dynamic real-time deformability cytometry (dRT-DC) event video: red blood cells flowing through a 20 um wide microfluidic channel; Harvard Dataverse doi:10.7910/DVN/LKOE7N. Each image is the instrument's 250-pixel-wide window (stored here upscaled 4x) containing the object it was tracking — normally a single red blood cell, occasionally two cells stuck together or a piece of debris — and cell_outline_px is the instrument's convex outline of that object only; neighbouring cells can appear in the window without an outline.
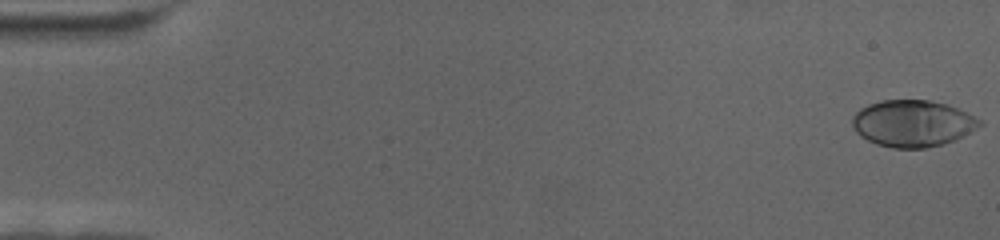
{"species": "human", "species_latin": "Homo sapiens", "temperature_condition": "cold", "stored_images_in_passage": 68, "camera_frame_rate_fps": 3000, "um_per_image_px": 0.085, "donor": {"sex": "female"}, "frame": {"image": 1, "passage_image": 1, "time_ms": 0.0, "image_size_px": [1000, 240], "cell_outline_px": [[984, 124], [972, 132], [956, 140], [944, 144], [924, 148], [892, 148], [876, 144], [860, 136], [856, 132], [852, 124], [852, 116], [860, 108], [868, 104], [880, 100], [928, 100], [948, 104], [980, 120]], "centroid_in_image_um": [77.57, 10.49], "position_along_channel_um": 7.4, "area_um2": 34.8}}
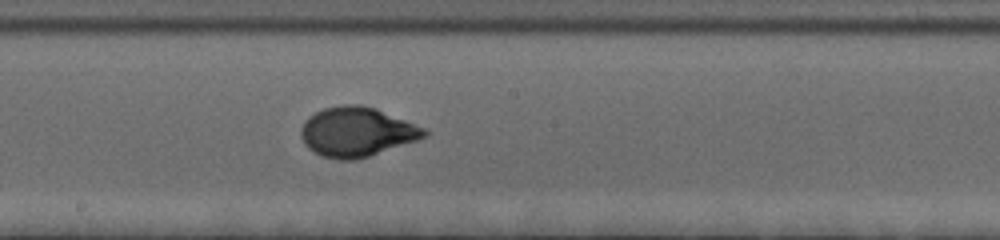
{"frame": {"image": 2, "passage_image": 38, "time_ms": 12.333, "image_size_px": [1000, 240], "cell_outline_px": [[428, 136], [420, 140], [356, 160], [340, 160], [324, 156], [308, 148], [304, 144], [300, 136], [300, 128], [304, 120], [308, 116], [324, 108], [344, 104], [360, 104], [376, 108], [428, 128]], "centroid_in_image_um": [30.37, 11.2], "position_along_channel_um": 217.8, "area_um2": 36.07}}
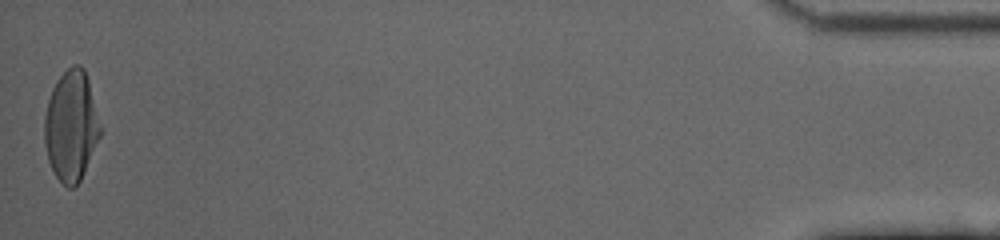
{"frame": {"image": 3, "passage_image": 68, "time_ms": 22.333, "image_size_px": [1000, 240], "cell_outline_px": [[100, 136], [80, 180], [72, 188], [68, 188], [56, 176], [48, 160], [44, 140], [44, 116], [48, 100], [52, 88], [56, 80], [72, 64], [80, 64], [84, 68], [88, 80], [100, 128]], "centroid_in_image_um": [6.02, 10.68], "position_along_channel_um": 429.2, "area_um2": 35.37}}